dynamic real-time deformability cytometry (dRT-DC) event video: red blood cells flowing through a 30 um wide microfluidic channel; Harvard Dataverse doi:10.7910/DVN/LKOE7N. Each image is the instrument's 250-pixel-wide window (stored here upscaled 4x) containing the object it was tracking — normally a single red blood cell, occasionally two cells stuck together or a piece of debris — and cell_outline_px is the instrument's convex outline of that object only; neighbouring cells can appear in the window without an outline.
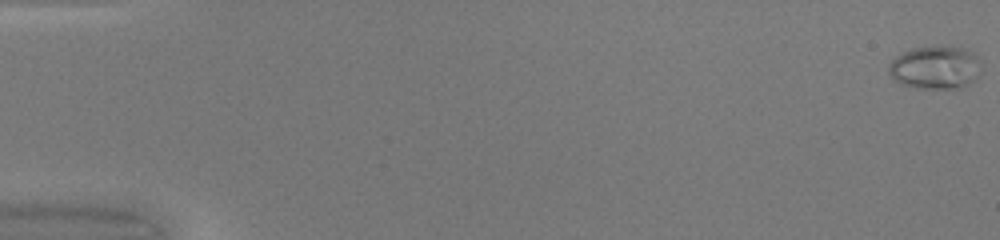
{"species": "common noctule bat (a hibernating species)", "species_latin": "Nyctalus noctula", "temperature_condition": "warm", "stored_images_in_passage": 50, "camera_frame_rate_fps": 3000, "um_per_image_px": 0.085, "animal": {"sex": "female", "body_mass_g": 20.0, "forearm_length_mm": 54.0}, "frame": {"image": 1, "passage_image": 1, "time_ms": 0.0, "image_size_px": [1000, 240], "cell_outline_px": [[980, 72], [968, 84], [960, 88], [912, 88], [900, 84], [888, 72], [888, 64], [896, 56], [912, 48], [944, 44], [968, 48], [976, 52], [980, 60]], "centroid_in_image_um": [79.52, 5.69], "position_along_channel_um": 5.5, "area_um2": 23.87}}
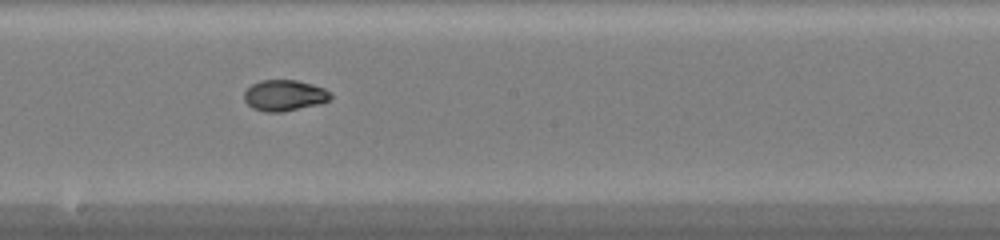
{"frame": {"image": 2, "passage_image": 29, "time_ms": 9.333, "image_size_px": [1000, 240], "cell_outline_px": [[332, 96], [328, 100], [320, 104], [280, 112], [264, 112], [252, 108], [244, 100], [244, 92], [252, 84], [260, 80], [296, 80], [312, 84], [324, 88]], "centroid_in_image_um": [24.15, 8.11], "position_along_channel_um": 224.1, "area_um2": 15.55}}
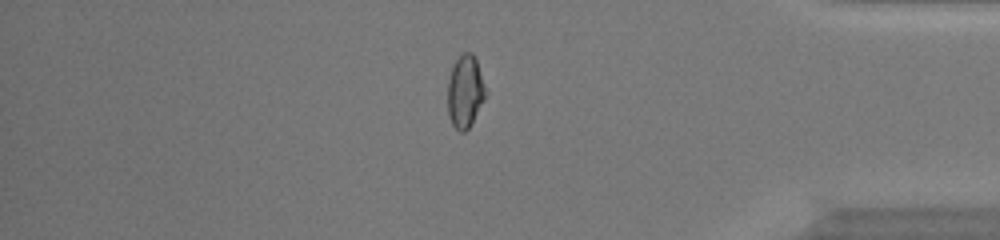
{"frame": {"image": 3, "passage_image": 43, "time_ms": 14.0, "image_size_px": [1000, 240], "cell_outline_px": [[488, 92], [484, 100], [468, 128], [464, 132], [460, 132], [452, 124], [448, 116], [448, 80], [452, 68], [456, 60], [464, 52], [472, 52], [476, 60]], "centroid_in_image_um": [39.54, 7.77], "position_along_channel_um": 395.7, "area_um2": 15.95}, "authors_computed_cell_mechanics": {"area_um2": 16.3574, "velocity_mm_per_s": 4.2408, "shape_relaxation_time_tau1_ms": null, "shape_relaxation_time_tau2_ms": 1.5957, "deformation_change_tau1": null, "deformation_change_tau2": 0.0457}}